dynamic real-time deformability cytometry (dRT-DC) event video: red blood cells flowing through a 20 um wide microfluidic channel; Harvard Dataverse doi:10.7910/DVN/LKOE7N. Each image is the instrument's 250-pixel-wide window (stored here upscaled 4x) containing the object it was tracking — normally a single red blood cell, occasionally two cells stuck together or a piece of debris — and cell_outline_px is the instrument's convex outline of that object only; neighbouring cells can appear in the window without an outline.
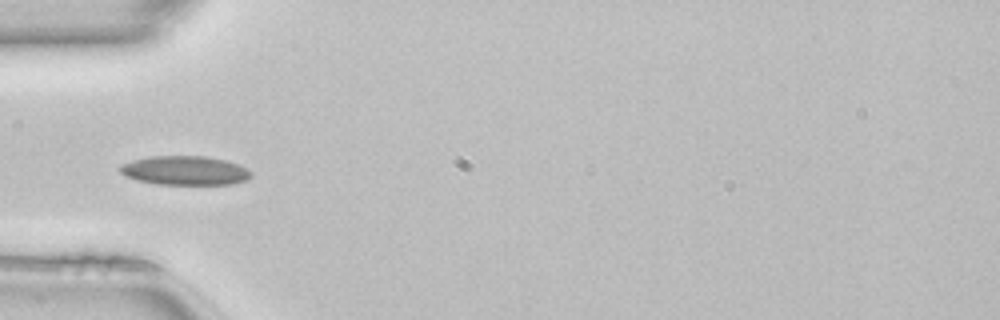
{"species": "common noctule bat (a hibernating species)", "species_latin": "Nyctalus noctula", "temperature_condition": "room temperature", "stored_images_in_passage": 49, "camera_frame_rate_fps": 3000, "um_per_image_px": 0.085, "animal": {"sex": "female", "body_mass_g": 22.7, "forearm_length_mm": 54.2}, "frame": {"image": 1, "passage_image": 15, "time_ms": 4.667, "image_size_px": [1000, 320], "cell_outline_px": [[252, 176], [248, 180], [232, 184], [156, 184], [136, 180], [124, 176], [116, 168], [120, 164], [132, 160], [152, 156], [204, 156], [224, 160], [236, 164], [252, 172]], "centroid_in_image_um": [15.66, 14.5], "position_along_channel_um": 69.3, "area_um2": 22.31}, "authors_computed_cell_mechanics": {"area_um2": 21.5016, "velocity_mm_per_s": 4.1087, "shape_relaxation_time_tau1_ms": 4.6591, "shape_relaxation_time_tau2_ms": 0.9936, "deformation_change_tau1": 0.107, "deformation_change_tau2": 0.0611}}